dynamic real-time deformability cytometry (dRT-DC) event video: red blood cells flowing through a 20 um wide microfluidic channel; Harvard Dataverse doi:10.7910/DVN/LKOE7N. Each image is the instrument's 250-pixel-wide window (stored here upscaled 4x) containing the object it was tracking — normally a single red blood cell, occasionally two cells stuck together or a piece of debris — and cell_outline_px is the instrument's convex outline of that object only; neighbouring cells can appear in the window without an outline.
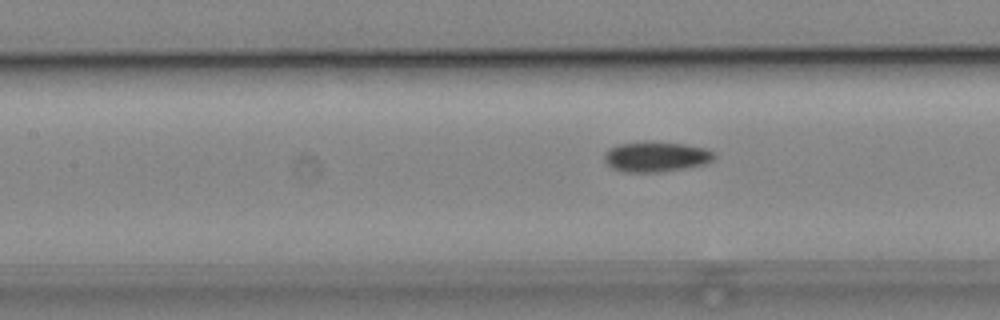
{"species": "common noctule bat (a hibernating species)", "species_latin": "Nyctalus noctula", "temperature_condition": "cold", "stored_images_in_passage": 7, "camera_frame_rate_fps": 3000, "um_per_image_px": 0.085, "animal": {"sex": "male", "body_mass_g": 19.2, "forearm_length_mm": 51.8}, "frame": {"image": 1, "passage_image": 7, "time_ms": 7.333, "image_size_px": [1000, 320], "cell_outline_px": [[716, 156], [712, 160], [704, 164], [684, 168], [660, 172], [624, 172], [612, 168], [604, 160], [604, 152], [608, 148], [620, 144], [644, 140], [652, 140], [684, 144], [708, 148]], "centroid_in_image_um": [55.74, 13.29], "position_along_channel_um": 151.7, "area_um2": 19.71}}